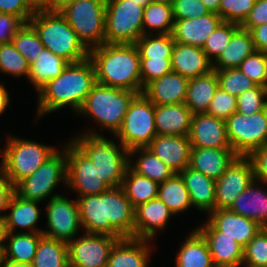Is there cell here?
Returning <instances> with one entry per match:
<instances>
[{
  "label": "cell",
  "mask_w": 267,
  "mask_h": 267,
  "mask_svg": "<svg viewBox=\"0 0 267 267\" xmlns=\"http://www.w3.org/2000/svg\"><path fill=\"white\" fill-rule=\"evenodd\" d=\"M81 226L86 233L135 238V208L121 187L77 199Z\"/></svg>",
  "instance_id": "cell-1"
},
{
  "label": "cell",
  "mask_w": 267,
  "mask_h": 267,
  "mask_svg": "<svg viewBox=\"0 0 267 267\" xmlns=\"http://www.w3.org/2000/svg\"><path fill=\"white\" fill-rule=\"evenodd\" d=\"M174 20L194 19L210 12L201 0H173Z\"/></svg>",
  "instance_id": "cell-52"
},
{
  "label": "cell",
  "mask_w": 267,
  "mask_h": 267,
  "mask_svg": "<svg viewBox=\"0 0 267 267\" xmlns=\"http://www.w3.org/2000/svg\"><path fill=\"white\" fill-rule=\"evenodd\" d=\"M29 23L37 31L44 47L69 63L80 62L89 57V50L80 42L60 12H35Z\"/></svg>",
  "instance_id": "cell-4"
},
{
  "label": "cell",
  "mask_w": 267,
  "mask_h": 267,
  "mask_svg": "<svg viewBox=\"0 0 267 267\" xmlns=\"http://www.w3.org/2000/svg\"><path fill=\"white\" fill-rule=\"evenodd\" d=\"M176 261V267H215L208 244L197 230L184 242Z\"/></svg>",
  "instance_id": "cell-34"
},
{
  "label": "cell",
  "mask_w": 267,
  "mask_h": 267,
  "mask_svg": "<svg viewBox=\"0 0 267 267\" xmlns=\"http://www.w3.org/2000/svg\"><path fill=\"white\" fill-rule=\"evenodd\" d=\"M215 71L218 77L219 87L235 97H238L244 91L254 88L257 85L239 68Z\"/></svg>",
  "instance_id": "cell-45"
},
{
  "label": "cell",
  "mask_w": 267,
  "mask_h": 267,
  "mask_svg": "<svg viewBox=\"0 0 267 267\" xmlns=\"http://www.w3.org/2000/svg\"><path fill=\"white\" fill-rule=\"evenodd\" d=\"M266 87L256 85L248 89L237 97V111L240 114L251 115L263 111L267 108Z\"/></svg>",
  "instance_id": "cell-47"
},
{
  "label": "cell",
  "mask_w": 267,
  "mask_h": 267,
  "mask_svg": "<svg viewBox=\"0 0 267 267\" xmlns=\"http://www.w3.org/2000/svg\"><path fill=\"white\" fill-rule=\"evenodd\" d=\"M173 10L172 5L163 2L151 1L144 8L143 15V33L146 32V25L149 26L151 32L152 28L157 29L158 34H172L174 26Z\"/></svg>",
  "instance_id": "cell-40"
},
{
  "label": "cell",
  "mask_w": 267,
  "mask_h": 267,
  "mask_svg": "<svg viewBox=\"0 0 267 267\" xmlns=\"http://www.w3.org/2000/svg\"><path fill=\"white\" fill-rule=\"evenodd\" d=\"M208 221L219 231L221 236H228L245 247L260 231L256 221L239 215L229 209L210 212Z\"/></svg>",
  "instance_id": "cell-20"
},
{
  "label": "cell",
  "mask_w": 267,
  "mask_h": 267,
  "mask_svg": "<svg viewBox=\"0 0 267 267\" xmlns=\"http://www.w3.org/2000/svg\"><path fill=\"white\" fill-rule=\"evenodd\" d=\"M9 138L2 154V164L5 180L15 187L20 181L32 175L56 152V149L30 140Z\"/></svg>",
  "instance_id": "cell-7"
},
{
  "label": "cell",
  "mask_w": 267,
  "mask_h": 267,
  "mask_svg": "<svg viewBox=\"0 0 267 267\" xmlns=\"http://www.w3.org/2000/svg\"><path fill=\"white\" fill-rule=\"evenodd\" d=\"M37 203L39 202L23 199L14 193L7 208L11 209V213L5 214L8 232L13 233L16 226L33 229L39 219Z\"/></svg>",
  "instance_id": "cell-37"
},
{
  "label": "cell",
  "mask_w": 267,
  "mask_h": 267,
  "mask_svg": "<svg viewBox=\"0 0 267 267\" xmlns=\"http://www.w3.org/2000/svg\"><path fill=\"white\" fill-rule=\"evenodd\" d=\"M0 267H31V265H15L11 263L2 262L0 260Z\"/></svg>",
  "instance_id": "cell-64"
},
{
  "label": "cell",
  "mask_w": 267,
  "mask_h": 267,
  "mask_svg": "<svg viewBox=\"0 0 267 267\" xmlns=\"http://www.w3.org/2000/svg\"><path fill=\"white\" fill-rule=\"evenodd\" d=\"M143 152L136 164L129 167L139 175L148 177L158 183L164 182L171 178L175 172L169 168L161 159H159L149 148L137 147L129 150V155L136 152Z\"/></svg>",
  "instance_id": "cell-39"
},
{
  "label": "cell",
  "mask_w": 267,
  "mask_h": 267,
  "mask_svg": "<svg viewBox=\"0 0 267 267\" xmlns=\"http://www.w3.org/2000/svg\"><path fill=\"white\" fill-rule=\"evenodd\" d=\"M53 0H27V4L34 12L51 11Z\"/></svg>",
  "instance_id": "cell-59"
},
{
  "label": "cell",
  "mask_w": 267,
  "mask_h": 267,
  "mask_svg": "<svg viewBox=\"0 0 267 267\" xmlns=\"http://www.w3.org/2000/svg\"><path fill=\"white\" fill-rule=\"evenodd\" d=\"M149 240L121 238L113 246L107 267H147L150 248Z\"/></svg>",
  "instance_id": "cell-27"
},
{
  "label": "cell",
  "mask_w": 267,
  "mask_h": 267,
  "mask_svg": "<svg viewBox=\"0 0 267 267\" xmlns=\"http://www.w3.org/2000/svg\"><path fill=\"white\" fill-rule=\"evenodd\" d=\"M255 50L250 31L240 27L216 60V65L213 64V70L238 68L242 61Z\"/></svg>",
  "instance_id": "cell-32"
},
{
  "label": "cell",
  "mask_w": 267,
  "mask_h": 267,
  "mask_svg": "<svg viewBox=\"0 0 267 267\" xmlns=\"http://www.w3.org/2000/svg\"><path fill=\"white\" fill-rule=\"evenodd\" d=\"M188 81V78L171 71L149 82L144 87L143 94L154 105L185 103Z\"/></svg>",
  "instance_id": "cell-21"
},
{
  "label": "cell",
  "mask_w": 267,
  "mask_h": 267,
  "mask_svg": "<svg viewBox=\"0 0 267 267\" xmlns=\"http://www.w3.org/2000/svg\"><path fill=\"white\" fill-rule=\"evenodd\" d=\"M151 1L168 3V4H171V5H172V3H173V0H151Z\"/></svg>",
  "instance_id": "cell-67"
},
{
  "label": "cell",
  "mask_w": 267,
  "mask_h": 267,
  "mask_svg": "<svg viewBox=\"0 0 267 267\" xmlns=\"http://www.w3.org/2000/svg\"><path fill=\"white\" fill-rule=\"evenodd\" d=\"M128 1H134L136 4L144 8L151 2V0H128Z\"/></svg>",
  "instance_id": "cell-65"
},
{
  "label": "cell",
  "mask_w": 267,
  "mask_h": 267,
  "mask_svg": "<svg viewBox=\"0 0 267 267\" xmlns=\"http://www.w3.org/2000/svg\"><path fill=\"white\" fill-rule=\"evenodd\" d=\"M188 137L192 148H231L226 121L207 113L192 116Z\"/></svg>",
  "instance_id": "cell-17"
},
{
  "label": "cell",
  "mask_w": 267,
  "mask_h": 267,
  "mask_svg": "<svg viewBox=\"0 0 267 267\" xmlns=\"http://www.w3.org/2000/svg\"><path fill=\"white\" fill-rule=\"evenodd\" d=\"M172 71L171 59L140 58L142 87Z\"/></svg>",
  "instance_id": "cell-51"
},
{
  "label": "cell",
  "mask_w": 267,
  "mask_h": 267,
  "mask_svg": "<svg viewBox=\"0 0 267 267\" xmlns=\"http://www.w3.org/2000/svg\"><path fill=\"white\" fill-rule=\"evenodd\" d=\"M250 33L255 49L267 53V23L252 28Z\"/></svg>",
  "instance_id": "cell-57"
},
{
  "label": "cell",
  "mask_w": 267,
  "mask_h": 267,
  "mask_svg": "<svg viewBox=\"0 0 267 267\" xmlns=\"http://www.w3.org/2000/svg\"><path fill=\"white\" fill-rule=\"evenodd\" d=\"M197 231L206 240L215 267H240L243 264L244 247L228 236H221L209 221Z\"/></svg>",
  "instance_id": "cell-18"
},
{
  "label": "cell",
  "mask_w": 267,
  "mask_h": 267,
  "mask_svg": "<svg viewBox=\"0 0 267 267\" xmlns=\"http://www.w3.org/2000/svg\"><path fill=\"white\" fill-rule=\"evenodd\" d=\"M159 183L134 172L130 167L127 168L121 188L132 206L147 203L158 197Z\"/></svg>",
  "instance_id": "cell-35"
},
{
  "label": "cell",
  "mask_w": 267,
  "mask_h": 267,
  "mask_svg": "<svg viewBox=\"0 0 267 267\" xmlns=\"http://www.w3.org/2000/svg\"><path fill=\"white\" fill-rule=\"evenodd\" d=\"M236 111L237 97L218 87L206 113L226 121Z\"/></svg>",
  "instance_id": "cell-50"
},
{
  "label": "cell",
  "mask_w": 267,
  "mask_h": 267,
  "mask_svg": "<svg viewBox=\"0 0 267 267\" xmlns=\"http://www.w3.org/2000/svg\"><path fill=\"white\" fill-rule=\"evenodd\" d=\"M155 105L143 94H138L130 103L122 126L115 134L128 151L147 147L157 135Z\"/></svg>",
  "instance_id": "cell-10"
},
{
  "label": "cell",
  "mask_w": 267,
  "mask_h": 267,
  "mask_svg": "<svg viewBox=\"0 0 267 267\" xmlns=\"http://www.w3.org/2000/svg\"><path fill=\"white\" fill-rule=\"evenodd\" d=\"M9 103V96L3 85L0 84V114L6 109Z\"/></svg>",
  "instance_id": "cell-62"
},
{
  "label": "cell",
  "mask_w": 267,
  "mask_h": 267,
  "mask_svg": "<svg viewBox=\"0 0 267 267\" xmlns=\"http://www.w3.org/2000/svg\"><path fill=\"white\" fill-rule=\"evenodd\" d=\"M47 218L49 231L44 230L42 234L68 243L81 226L78 201L72 202L64 196L53 195L48 202Z\"/></svg>",
  "instance_id": "cell-15"
},
{
  "label": "cell",
  "mask_w": 267,
  "mask_h": 267,
  "mask_svg": "<svg viewBox=\"0 0 267 267\" xmlns=\"http://www.w3.org/2000/svg\"><path fill=\"white\" fill-rule=\"evenodd\" d=\"M158 198L170 209L173 215L192 205L189 192L179 173H175L171 178L159 183Z\"/></svg>",
  "instance_id": "cell-38"
},
{
  "label": "cell",
  "mask_w": 267,
  "mask_h": 267,
  "mask_svg": "<svg viewBox=\"0 0 267 267\" xmlns=\"http://www.w3.org/2000/svg\"><path fill=\"white\" fill-rule=\"evenodd\" d=\"M138 94L96 83L78 113L92 115L94 120L116 134L130 103Z\"/></svg>",
  "instance_id": "cell-6"
},
{
  "label": "cell",
  "mask_w": 267,
  "mask_h": 267,
  "mask_svg": "<svg viewBox=\"0 0 267 267\" xmlns=\"http://www.w3.org/2000/svg\"><path fill=\"white\" fill-rule=\"evenodd\" d=\"M0 71L29 77L30 64L12 43L0 44Z\"/></svg>",
  "instance_id": "cell-44"
},
{
  "label": "cell",
  "mask_w": 267,
  "mask_h": 267,
  "mask_svg": "<svg viewBox=\"0 0 267 267\" xmlns=\"http://www.w3.org/2000/svg\"><path fill=\"white\" fill-rule=\"evenodd\" d=\"M25 22L18 16L0 13V44L12 43L15 34Z\"/></svg>",
  "instance_id": "cell-53"
},
{
  "label": "cell",
  "mask_w": 267,
  "mask_h": 267,
  "mask_svg": "<svg viewBox=\"0 0 267 267\" xmlns=\"http://www.w3.org/2000/svg\"><path fill=\"white\" fill-rule=\"evenodd\" d=\"M253 180L250 160L246 156H237L223 175L216 180L214 210L229 209Z\"/></svg>",
  "instance_id": "cell-16"
},
{
  "label": "cell",
  "mask_w": 267,
  "mask_h": 267,
  "mask_svg": "<svg viewBox=\"0 0 267 267\" xmlns=\"http://www.w3.org/2000/svg\"><path fill=\"white\" fill-rule=\"evenodd\" d=\"M245 267H267V228H261L244 247Z\"/></svg>",
  "instance_id": "cell-46"
},
{
  "label": "cell",
  "mask_w": 267,
  "mask_h": 267,
  "mask_svg": "<svg viewBox=\"0 0 267 267\" xmlns=\"http://www.w3.org/2000/svg\"><path fill=\"white\" fill-rule=\"evenodd\" d=\"M0 185L5 181V175H4V167L3 164H0Z\"/></svg>",
  "instance_id": "cell-66"
},
{
  "label": "cell",
  "mask_w": 267,
  "mask_h": 267,
  "mask_svg": "<svg viewBox=\"0 0 267 267\" xmlns=\"http://www.w3.org/2000/svg\"><path fill=\"white\" fill-rule=\"evenodd\" d=\"M192 112L185 103L155 105V125L158 135L188 136Z\"/></svg>",
  "instance_id": "cell-26"
},
{
  "label": "cell",
  "mask_w": 267,
  "mask_h": 267,
  "mask_svg": "<svg viewBox=\"0 0 267 267\" xmlns=\"http://www.w3.org/2000/svg\"><path fill=\"white\" fill-rule=\"evenodd\" d=\"M218 87L219 81L215 70L189 79L185 104L193 115L207 112Z\"/></svg>",
  "instance_id": "cell-30"
},
{
  "label": "cell",
  "mask_w": 267,
  "mask_h": 267,
  "mask_svg": "<svg viewBox=\"0 0 267 267\" xmlns=\"http://www.w3.org/2000/svg\"><path fill=\"white\" fill-rule=\"evenodd\" d=\"M140 58L171 59L175 44L172 34L143 35L136 41Z\"/></svg>",
  "instance_id": "cell-41"
},
{
  "label": "cell",
  "mask_w": 267,
  "mask_h": 267,
  "mask_svg": "<svg viewBox=\"0 0 267 267\" xmlns=\"http://www.w3.org/2000/svg\"><path fill=\"white\" fill-rule=\"evenodd\" d=\"M179 174L189 192L191 204L201 211H214L216 181L190 167Z\"/></svg>",
  "instance_id": "cell-28"
},
{
  "label": "cell",
  "mask_w": 267,
  "mask_h": 267,
  "mask_svg": "<svg viewBox=\"0 0 267 267\" xmlns=\"http://www.w3.org/2000/svg\"><path fill=\"white\" fill-rule=\"evenodd\" d=\"M172 71L188 79L208 74L213 63L200 47L175 42L171 56Z\"/></svg>",
  "instance_id": "cell-23"
},
{
  "label": "cell",
  "mask_w": 267,
  "mask_h": 267,
  "mask_svg": "<svg viewBox=\"0 0 267 267\" xmlns=\"http://www.w3.org/2000/svg\"><path fill=\"white\" fill-rule=\"evenodd\" d=\"M174 21L172 36L175 42L202 48L206 39L223 19L218 14L210 12L194 19Z\"/></svg>",
  "instance_id": "cell-22"
},
{
  "label": "cell",
  "mask_w": 267,
  "mask_h": 267,
  "mask_svg": "<svg viewBox=\"0 0 267 267\" xmlns=\"http://www.w3.org/2000/svg\"><path fill=\"white\" fill-rule=\"evenodd\" d=\"M96 82L102 85L143 93L140 54L136 44L104 43L89 50Z\"/></svg>",
  "instance_id": "cell-3"
},
{
  "label": "cell",
  "mask_w": 267,
  "mask_h": 267,
  "mask_svg": "<svg viewBox=\"0 0 267 267\" xmlns=\"http://www.w3.org/2000/svg\"><path fill=\"white\" fill-rule=\"evenodd\" d=\"M246 157L252 165L254 180L267 183V144L251 151Z\"/></svg>",
  "instance_id": "cell-54"
},
{
  "label": "cell",
  "mask_w": 267,
  "mask_h": 267,
  "mask_svg": "<svg viewBox=\"0 0 267 267\" xmlns=\"http://www.w3.org/2000/svg\"><path fill=\"white\" fill-rule=\"evenodd\" d=\"M251 184L235 199L229 210L253 219L263 228L267 227V193ZM255 188V189H254Z\"/></svg>",
  "instance_id": "cell-31"
},
{
  "label": "cell",
  "mask_w": 267,
  "mask_h": 267,
  "mask_svg": "<svg viewBox=\"0 0 267 267\" xmlns=\"http://www.w3.org/2000/svg\"><path fill=\"white\" fill-rule=\"evenodd\" d=\"M43 230L33 229V232H21L16 235L8 232V246H5L1 261L15 265H31ZM14 234V235H13Z\"/></svg>",
  "instance_id": "cell-29"
},
{
  "label": "cell",
  "mask_w": 267,
  "mask_h": 267,
  "mask_svg": "<svg viewBox=\"0 0 267 267\" xmlns=\"http://www.w3.org/2000/svg\"><path fill=\"white\" fill-rule=\"evenodd\" d=\"M66 184L85 195H99L110 187L100 177L90 158L72 141L67 147Z\"/></svg>",
  "instance_id": "cell-13"
},
{
  "label": "cell",
  "mask_w": 267,
  "mask_h": 267,
  "mask_svg": "<svg viewBox=\"0 0 267 267\" xmlns=\"http://www.w3.org/2000/svg\"><path fill=\"white\" fill-rule=\"evenodd\" d=\"M7 235H8V230H7L5 218H0V259L2 258V255L5 250V246H6L2 244V242L7 240Z\"/></svg>",
  "instance_id": "cell-60"
},
{
  "label": "cell",
  "mask_w": 267,
  "mask_h": 267,
  "mask_svg": "<svg viewBox=\"0 0 267 267\" xmlns=\"http://www.w3.org/2000/svg\"><path fill=\"white\" fill-rule=\"evenodd\" d=\"M0 13H8L20 17L29 23L35 12L27 4V0H0Z\"/></svg>",
  "instance_id": "cell-55"
},
{
  "label": "cell",
  "mask_w": 267,
  "mask_h": 267,
  "mask_svg": "<svg viewBox=\"0 0 267 267\" xmlns=\"http://www.w3.org/2000/svg\"><path fill=\"white\" fill-rule=\"evenodd\" d=\"M226 129L231 148L238 156H247L267 144V108L251 115L233 113L226 120Z\"/></svg>",
  "instance_id": "cell-11"
},
{
  "label": "cell",
  "mask_w": 267,
  "mask_h": 267,
  "mask_svg": "<svg viewBox=\"0 0 267 267\" xmlns=\"http://www.w3.org/2000/svg\"><path fill=\"white\" fill-rule=\"evenodd\" d=\"M69 62L63 57L52 53L44 48L38 60L30 64L28 79L37 88L38 91L48 81L59 76L67 67Z\"/></svg>",
  "instance_id": "cell-33"
},
{
  "label": "cell",
  "mask_w": 267,
  "mask_h": 267,
  "mask_svg": "<svg viewBox=\"0 0 267 267\" xmlns=\"http://www.w3.org/2000/svg\"><path fill=\"white\" fill-rule=\"evenodd\" d=\"M267 23V0H256L254 8L245 21L240 25L242 29L250 31L252 28Z\"/></svg>",
  "instance_id": "cell-56"
},
{
  "label": "cell",
  "mask_w": 267,
  "mask_h": 267,
  "mask_svg": "<svg viewBox=\"0 0 267 267\" xmlns=\"http://www.w3.org/2000/svg\"><path fill=\"white\" fill-rule=\"evenodd\" d=\"M119 239L108 234L85 233L68 244L69 267H107L110 252Z\"/></svg>",
  "instance_id": "cell-14"
},
{
  "label": "cell",
  "mask_w": 267,
  "mask_h": 267,
  "mask_svg": "<svg viewBox=\"0 0 267 267\" xmlns=\"http://www.w3.org/2000/svg\"><path fill=\"white\" fill-rule=\"evenodd\" d=\"M31 267H69L68 244L42 236Z\"/></svg>",
  "instance_id": "cell-36"
},
{
  "label": "cell",
  "mask_w": 267,
  "mask_h": 267,
  "mask_svg": "<svg viewBox=\"0 0 267 267\" xmlns=\"http://www.w3.org/2000/svg\"><path fill=\"white\" fill-rule=\"evenodd\" d=\"M209 12L218 13L221 0H201Z\"/></svg>",
  "instance_id": "cell-63"
},
{
  "label": "cell",
  "mask_w": 267,
  "mask_h": 267,
  "mask_svg": "<svg viewBox=\"0 0 267 267\" xmlns=\"http://www.w3.org/2000/svg\"><path fill=\"white\" fill-rule=\"evenodd\" d=\"M237 156L232 148H192L189 167L216 181Z\"/></svg>",
  "instance_id": "cell-24"
},
{
  "label": "cell",
  "mask_w": 267,
  "mask_h": 267,
  "mask_svg": "<svg viewBox=\"0 0 267 267\" xmlns=\"http://www.w3.org/2000/svg\"><path fill=\"white\" fill-rule=\"evenodd\" d=\"M78 0H53L51 11L61 12L64 8Z\"/></svg>",
  "instance_id": "cell-61"
},
{
  "label": "cell",
  "mask_w": 267,
  "mask_h": 267,
  "mask_svg": "<svg viewBox=\"0 0 267 267\" xmlns=\"http://www.w3.org/2000/svg\"><path fill=\"white\" fill-rule=\"evenodd\" d=\"M73 142L90 158L100 177L110 187H121L129 167V151L121 144V150L98 133H85ZM126 155V157H125Z\"/></svg>",
  "instance_id": "cell-5"
},
{
  "label": "cell",
  "mask_w": 267,
  "mask_h": 267,
  "mask_svg": "<svg viewBox=\"0 0 267 267\" xmlns=\"http://www.w3.org/2000/svg\"><path fill=\"white\" fill-rule=\"evenodd\" d=\"M12 44L27 59L29 64L38 60L45 48L37 31L30 23H25L15 34Z\"/></svg>",
  "instance_id": "cell-42"
},
{
  "label": "cell",
  "mask_w": 267,
  "mask_h": 267,
  "mask_svg": "<svg viewBox=\"0 0 267 267\" xmlns=\"http://www.w3.org/2000/svg\"><path fill=\"white\" fill-rule=\"evenodd\" d=\"M60 13L87 50L105 43L106 0H78Z\"/></svg>",
  "instance_id": "cell-8"
},
{
  "label": "cell",
  "mask_w": 267,
  "mask_h": 267,
  "mask_svg": "<svg viewBox=\"0 0 267 267\" xmlns=\"http://www.w3.org/2000/svg\"><path fill=\"white\" fill-rule=\"evenodd\" d=\"M144 7L128 0H106L105 43L135 44L143 33Z\"/></svg>",
  "instance_id": "cell-9"
},
{
  "label": "cell",
  "mask_w": 267,
  "mask_h": 267,
  "mask_svg": "<svg viewBox=\"0 0 267 267\" xmlns=\"http://www.w3.org/2000/svg\"><path fill=\"white\" fill-rule=\"evenodd\" d=\"M61 154L56 151L32 175L20 181L15 193L23 199L40 202L53 192L60 179L66 183V146Z\"/></svg>",
  "instance_id": "cell-12"
},
{
  "label": "cell",
  "mask_w": 267,
  "mask_h": 267,
  "mask_svg": "<svg viewBox=\"0 0 267 267\" xmlns=\"http://www.w3.org/2000/svg\"><path fill=\"white\" fill-rule=\"evenodd\" d=\"M240 28L239 24L223 21L211 35L206 39L202 50L206 53L210 61L211 56L215 60L219 58L224 48L229 44L232 35Z\"/></svg>",
  "instance_id": "cell-43"
},
{
  "label": "cell",
  "mask_w": 267,
  "mask_h": 267,
  "mask_svg": "<svg viewBox=\"0 0 267 267\" xmlns=\"http://www.w3.org/2000/svg\"><path fill=\"white\" fill-rule=\"evenodd\" d=\"M255 2L256 0H221L217 14L225 22L241 25L254 8Z\"/></svg>",
  "instance_id": "cell-49"
},
{
  "label": "cell",
  "mask_w": 267,
  "mask_h": 267,
  "mask_svg": "<svg viewBox=\"0 0 267 267\" xmlns=\"http://www.w3.org/2000/svg\"><path fill=\"white\" fill-rule=\"evenodd\" d=\"M175 173L190 165L191 143L188 136L156 135L147 146Z\"/></svg>",
  "instance_id": "cell-19"
},
{
  "label": "cell",
  "mask_w": 267,
  "mask_h": 267,
  "mask_svg": "<svg viewBox=\"0 0 267 267\" xmlns=\"http://www.w3.org/2000/svg\"><path fill=\"white\" fill-rule=\"evenodd\" d=\"M135 238L149 240L156 230L165 228L173 216L170 209L157 197L135 208Z\"/></svg>",
  "instance_id": "cell-25"
},
{
  "label": "cell",
  "mask_w": 267,
  "mask_h": 267,
  "mask_svg": "<svg viewBox=\"0 0 267 267\" xmlns=\"http://www.w3.org/2000/svg\"><path fill=\"white\" fill-rule=\"evenodd\" d=\"M96 72L92 60L69 63L56 78L48 81L39 92V118L64 106H71L77 112L96 84Z\"/></svg>",
  "instance_id": "cell-2"
},
{
  "label": "cell",
  "mask_w": 267,
  "mask_h": 267,
  "mask_svg": "<svg viewBox=\"0 0 267 267\" xmlns=\"http://www.w3.org/2000/svg\"><path fill=\"white\" fill-rule=\"evenodd\" d=\"M238 68L257 85L267 86V53L255 50Z\"/></svg>",
  "instance_id": "cell-48"
},
{
  "label": "cell",
  "mask_w": 267,
  "mask_h": 267,
  "mask_svg": "<svg viewBox=\"0 0 267 267\" xmlns=\"http://www.w3.org/2000/svg\"><path fill=\"white\" fill-rule=\"evenodd\" d=\"M15 193V187L7 180L0 185V212L8 208L9 202ZM0 218H5V215H0Z\"/></svg>",
  "instance_id": "cell-58"
}]
</instances>
